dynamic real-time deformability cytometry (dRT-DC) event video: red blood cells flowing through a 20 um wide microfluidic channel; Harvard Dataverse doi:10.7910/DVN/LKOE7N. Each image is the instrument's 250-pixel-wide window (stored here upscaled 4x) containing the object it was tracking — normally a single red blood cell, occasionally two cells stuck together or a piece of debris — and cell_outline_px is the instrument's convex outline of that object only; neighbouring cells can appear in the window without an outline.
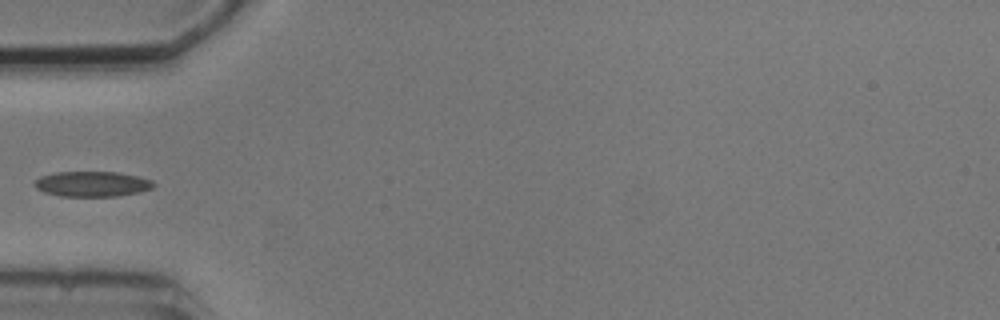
{"species": "common noctule bat (a hibernating species)", "species_latin": "Nyctalus noctula", "temperature_condition": "cold", "stored_images_in_passage": 5, "segment_of_instrument_passage": [2, 2], "camera_frame_rate_fps": 3000, "um_per_image_px": 0.085, "animal": {"sex": "male", "body_mass_g": 20.5, "forearm_length_mm": 52.5}, "frame": {"image": 1, "passage_image": 5, "time_ms": 4.667, "image_size_px": [1000, 320], "cell_outline_px": [[156, 184], [152, 188], [140, 192], [116, 196], [60, 196], [44, 192], [36, 188], [32, 184], [40, 176], [56, 172], [120, 172], [152, 180]], "centroid_in_image_um": [7.82, 15.63], "position_along_channel_um": 77.2, "area_um2": 17.57}}